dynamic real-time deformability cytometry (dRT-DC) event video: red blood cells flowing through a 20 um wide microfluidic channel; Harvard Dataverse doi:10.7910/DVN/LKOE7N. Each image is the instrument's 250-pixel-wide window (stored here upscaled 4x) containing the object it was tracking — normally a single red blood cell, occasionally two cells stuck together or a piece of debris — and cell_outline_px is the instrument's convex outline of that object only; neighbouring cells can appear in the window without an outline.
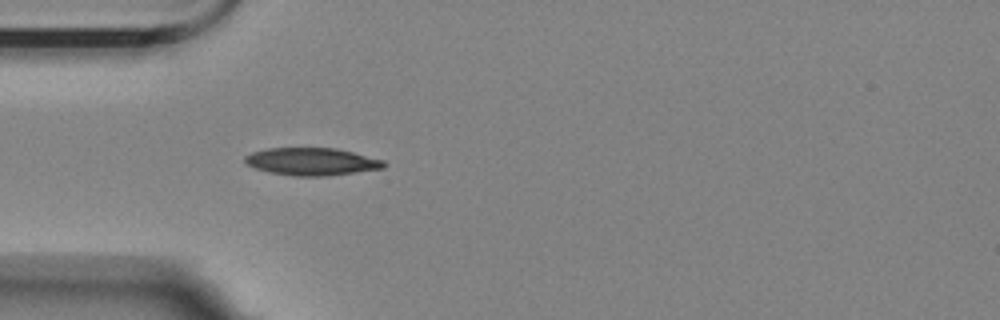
{"species": "Egyptian fruit bat (a non-hibernating species)", "species_latin": "Rousettus aegyptiacus", "temperature_condition": "room temperature", "stored_images_in_passage": 40, "camera_frame_rate_fps": 3000, "um_per_image_px": 0.085, "animal": {"sex": "female"}, "frame": {"image": 1, "passage_image": 1, "time_ms": 0.0, "image_size_px": [1000, 320], "cell_outline_px": [[388, 164], [384, 168], [328, 176], [296, 176], [272, 172], [256, 168], [248, 164], [244, 160], [244, 156], [252, 152], [268, 148], [336, 148], [384, 160]], "centroid_in_image_um": [26.53, 13.73], "position_along_channel_um": 58.5, "area_um2": 22.14}}
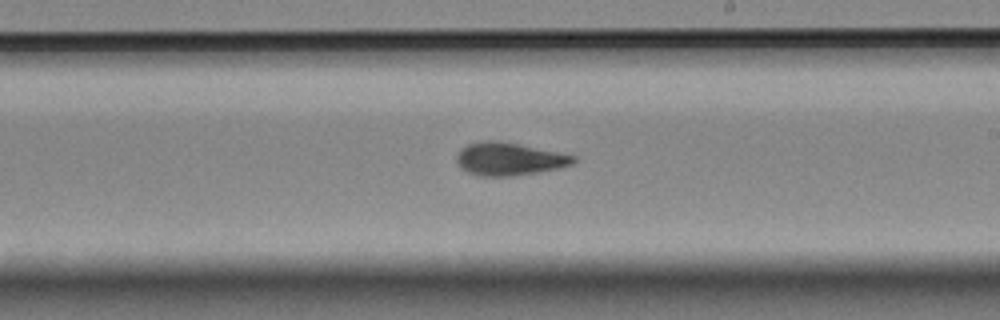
{"frame": {"image": 2, "passage_image": 17, "time_ms": 5.333, "image_size_px": [1000, 320], "cell_outline_px": [[576, 160], [572, 164], [560, 168], [516, 176], [476, 176], [460, 168], [456, 160], [456, 156], [460, 148], [468, 144], [484, 140], [492, 140], [516, 144], [576, 156]], "centroid_in_image_um": [43.23, 13.53], "position_along_channel_um": 245.8, "area_um2": 22.25}}
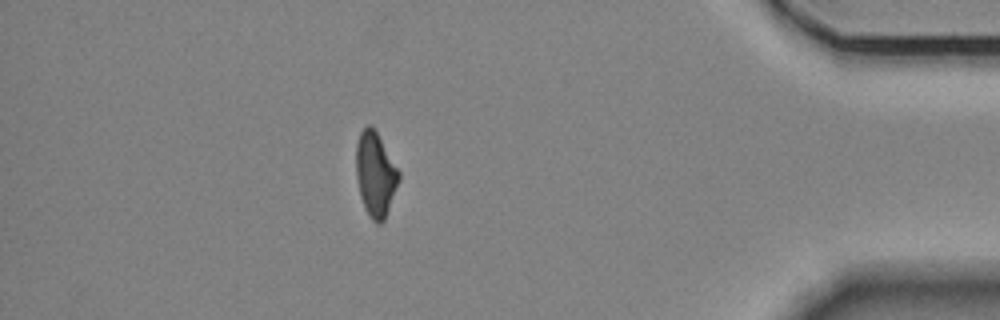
{"frame": {"image": 3, "passage_image": 34, "time_ms": 11.0, "image_size_px": [1000, 320], "cell_outline_px": [[400, 180], [384, 220], [380, 224], [376, 224], [372, 220], [364, 208], [360, 196], [356, 176], [356, 144], [360, 132], [368, 124], [372, 124], [400, 172]], "centroid_in_image_um": [31.9, 14.81], "position_along_channel_um": 403.3, "area_um2": 21.1}, "authors_computed_cell_mechanics": {"area_um2": 21.9062, "velocity_mm_per_s": 3.5424, "shape_relaxation_time_tau1_ms": 4.0587, "shape_relaxation_time_tau2_ms": 2.464, "deformation_change_tau1": 0.1254, "deformation_change_tau2": 0.0808}}